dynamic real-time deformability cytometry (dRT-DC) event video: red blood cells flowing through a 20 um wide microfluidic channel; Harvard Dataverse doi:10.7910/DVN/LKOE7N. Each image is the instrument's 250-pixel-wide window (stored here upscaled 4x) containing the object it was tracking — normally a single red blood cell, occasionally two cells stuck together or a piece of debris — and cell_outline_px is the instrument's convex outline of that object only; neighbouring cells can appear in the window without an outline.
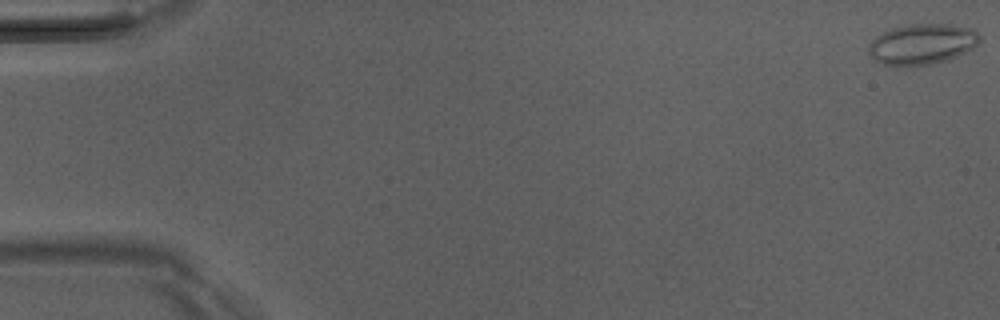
{"species": "Egyptian fruit bat (a non-hibernating species)", "species_latin": "Rousettus aegyptiacus", "temperature_condition": "room temperature", "stored_images_in_passage": 33, "camera_frame_rate_fps": 3000, "um_per_image_px": 0.085, "animal": {"sex": "male"}, "frame": {"image": 1, "passage_image": 1, "time_ms": 0.0, "image_size_px": [1000, 320], "cell_outline_px": [[980, 40], [972, 48], [956, 56], [932, 64], [880, 64], [868, 56], [868, 44], [876, 36], [892, 28], [908, 24], [952, 24], [972, 28], [980, 36]], "centroid_in_image_um": [78.35, 3.72], "position_along_channel_um": 6.7, "area_um2": 25.95}}
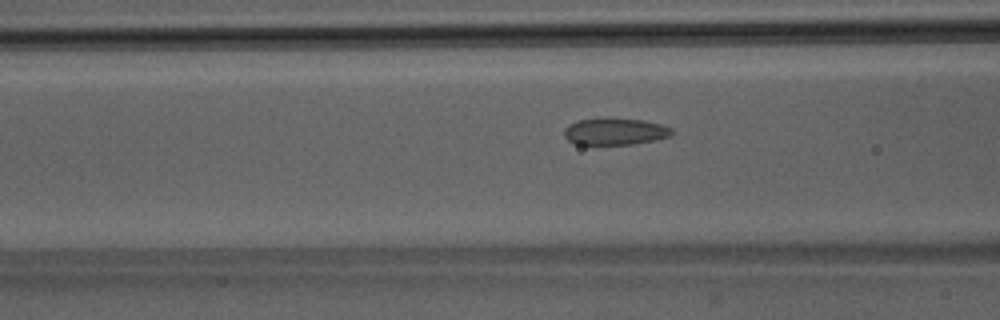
{"frame": {"image": 2, "passage_image": 21, "time_ms": 6.667, "image_size_px": [1000, 320], "cell_outline_px": [[676, 132], [672, 136], [632, 144], [596, 148], [576, 144], [568, 140], [564, 136], [564, 128], [568, 124], [580, 120], [644, 120], [660, 124], [672, 128]], "centroid_in_image_um": [52.25, 11.26], "position_along_channel_um": 114.3, "area_um2": 17.11}}